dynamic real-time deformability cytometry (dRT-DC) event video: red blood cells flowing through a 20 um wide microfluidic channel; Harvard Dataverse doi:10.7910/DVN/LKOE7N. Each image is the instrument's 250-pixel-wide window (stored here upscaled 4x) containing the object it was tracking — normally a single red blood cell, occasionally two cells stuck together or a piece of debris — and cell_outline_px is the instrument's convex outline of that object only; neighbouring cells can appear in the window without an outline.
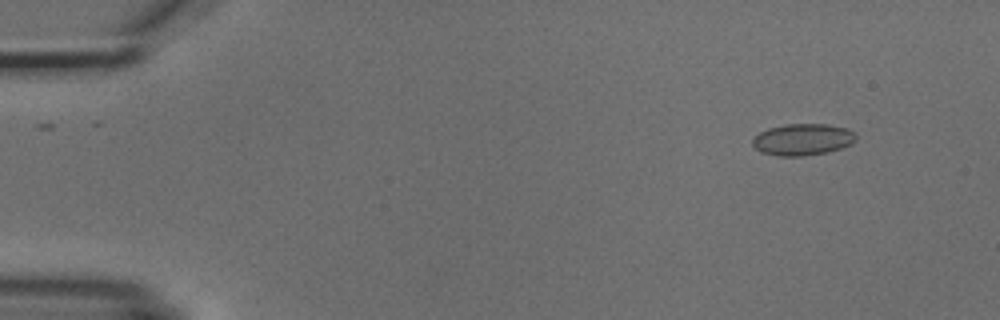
{"species": "common noctule bat (a hibernating species)", "species_latin": "Nyctalus noctula", "temperature_condition": "cold", "stored_images_in_passage": 5, "camera_frame_rate_fps": 3000, "um_per_image_px": 0.085, "animal": {"sex": "male", "body_mass_g": 18.8}, "frame": {"image": 1, "passage_image": 2, "time_ms": 1.0, "image_size_px": [1000, 320], "cell_outline_px": [[856, 140], [852, 144], [828, 152], [800, 156], [776, 156], [760, 152], [752, 144], [752, 140], [760, 132], [768, 128], [784, 124], [828, 124], [848, 128], [856, 136]], "centroid_in_image_um": [68.22, 11.85], "position_along_channel_um": 16.8, "area_um2": 19.13}}
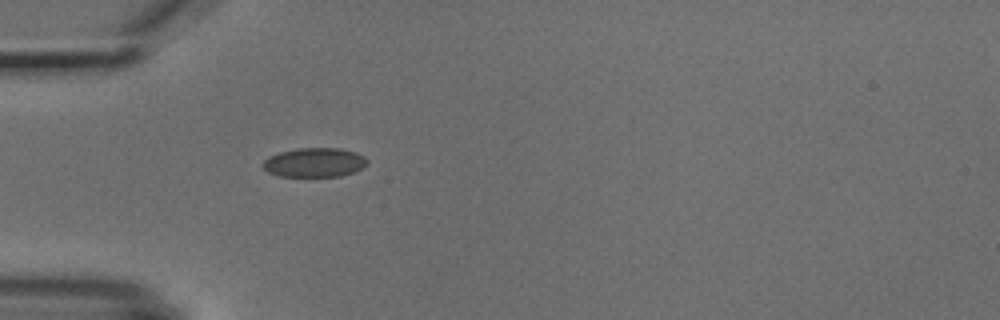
{"frame": {"image": 2, "passage_image": 5, "time_ms": 4.667, "image_size_px": [1000, 320], "cell_outline_px": [[368, 164], [352, 172], [340, 176], [280, 176], [268, 172], [260, 164], [268, 156], [280, 152], [296, 148], [340, 148], [356, 152], [364, 156], [368, 160]], "centroid_in_image_um": [26.71, 13.8], "position_along_channel_um": 58.3, "area_um2": 17.8}}